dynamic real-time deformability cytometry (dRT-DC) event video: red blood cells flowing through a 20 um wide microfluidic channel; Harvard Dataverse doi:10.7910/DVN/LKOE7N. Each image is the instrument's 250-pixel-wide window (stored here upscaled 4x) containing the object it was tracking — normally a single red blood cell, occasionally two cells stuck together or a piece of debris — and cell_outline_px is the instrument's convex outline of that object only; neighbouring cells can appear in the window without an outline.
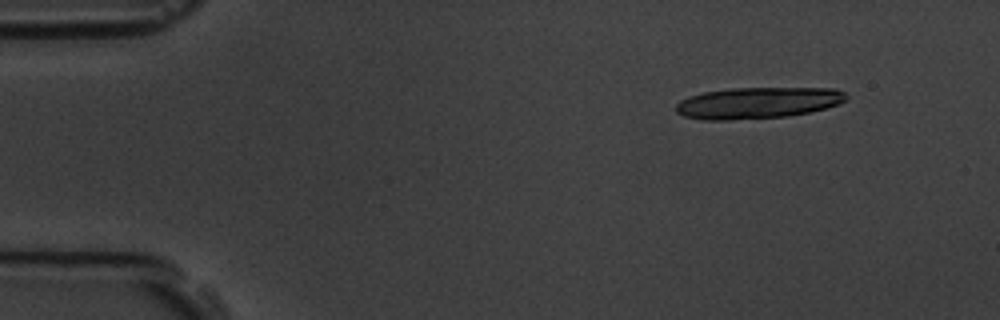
{"species": "common noctule bat (a hibernating species)", "species_latin": "Nyctalus noctula", "temperature_condition": "room temperature", "stored_images_in_passage": 6, "camera_frame_rate_fps": 3000, "um_per_image_px": 0.085, "animal": {"sex": "male", "body_mass_g": 19.5, "forearm_length_mm": 54.6}, "frame": {"image": 1, "passage_image": 2, "time_ms": 1.333, "image_size_px": [1000, 320], "cell_outline_px": [[848, 100], [840, 104], [808, 112], [788, 116], [732, 120], [700, 120], [684, 116], [676, 112], [676, 104], [680, 100], [688, 96], [704, 92], [728, 88], [836, 88], [844, 92], [848, 96]], "centroid_in_image_um": [64.4, 8.74], "position_along_channel_um": 20.6, "area_um2": 31.39}}